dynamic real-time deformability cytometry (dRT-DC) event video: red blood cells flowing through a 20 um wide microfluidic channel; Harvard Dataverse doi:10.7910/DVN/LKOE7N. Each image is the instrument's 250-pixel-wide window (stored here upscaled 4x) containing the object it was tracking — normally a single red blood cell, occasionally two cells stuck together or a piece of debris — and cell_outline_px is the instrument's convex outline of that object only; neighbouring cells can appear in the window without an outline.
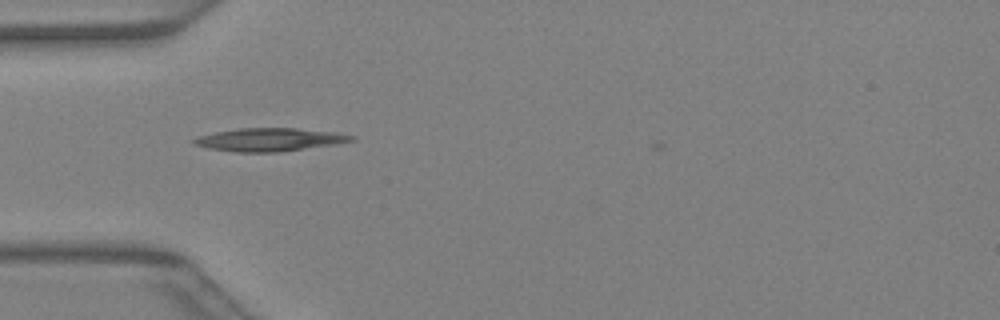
{"species": "Egyptian fruit bat (a non-hibernating species)", "species_latin": "Rousettus aegyptiacus", "temperature_condition": "warm", "stored_images_in_passage": 29, "camera_frame_rate_fps": 3000, "um_per_image_px": 0.085, "animal": {"sex": "female"}, "frame": {"image": 1, "passage_image": 1, "time_ms": 0.0, "image_size_px": [1000, 320], "cell_outline_px": [[356, 140], [336, 144], [280, 152], [236, 152], [208, 148], [196, 144], [192, 140], [200, 136], [216, 132], [240, 128], [296, 128], [336, 132], [356, 136]], "centroid_in_image_um": [22.99, 11.87], "position_along_channel_um": 62.0, "area_um2": 21.1}}
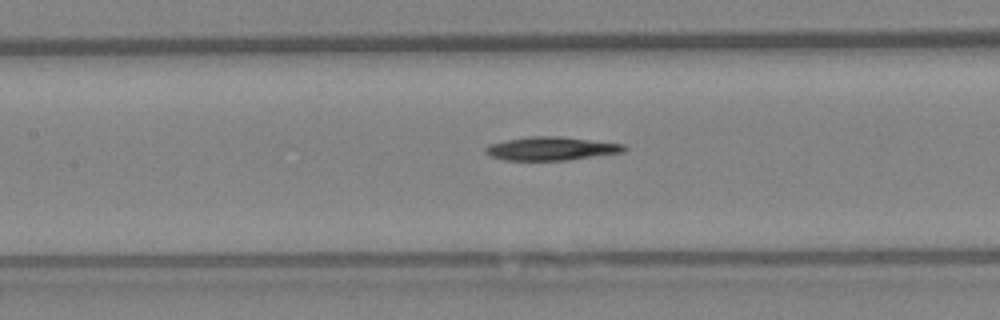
{"frame": {"image": 2, "passage_image": 7, "time_ms": 2.0, "image_size_px": [1000, 320], "cell_outline_px": [[628, 148], [624, 152], [568, 160], [504, 160], [492, 156], [484, 152], [484, 148], [492, 144], [504, 140], [528, 136], [560, 136], [624, 144]], "centroid_in_image_um": [46.87, 12.62], "position_along_channel_um": 160.5, "area_um2": 18.96}}
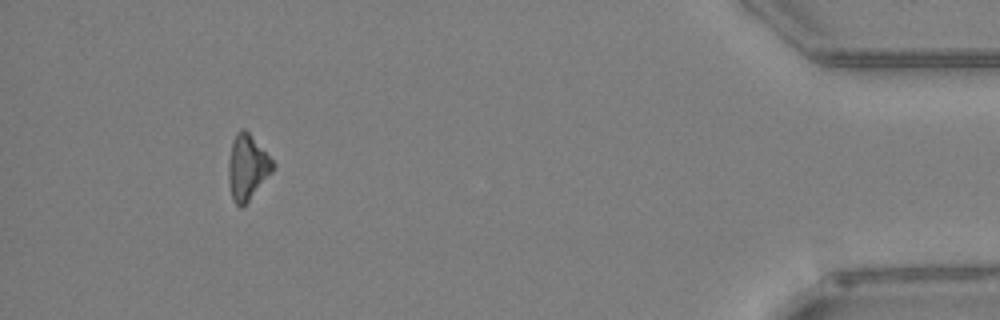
{"frame": {"image": 3, "passage_image": 26, "time_ms": 8.333, "image_size_px": [1000, 320], "cell_outline_px": [[276, 164], [272, 172], [248, 200], [240, 208], [232, 200], [228, 180], [228, 160], [232, 140], [236, 132], [240, 128], [244, 128], [248, 132]], "centroid_in_image_um": [20.99, 14.19], "position_along_channel_um": 414.2, "area_um2": 16.76}}